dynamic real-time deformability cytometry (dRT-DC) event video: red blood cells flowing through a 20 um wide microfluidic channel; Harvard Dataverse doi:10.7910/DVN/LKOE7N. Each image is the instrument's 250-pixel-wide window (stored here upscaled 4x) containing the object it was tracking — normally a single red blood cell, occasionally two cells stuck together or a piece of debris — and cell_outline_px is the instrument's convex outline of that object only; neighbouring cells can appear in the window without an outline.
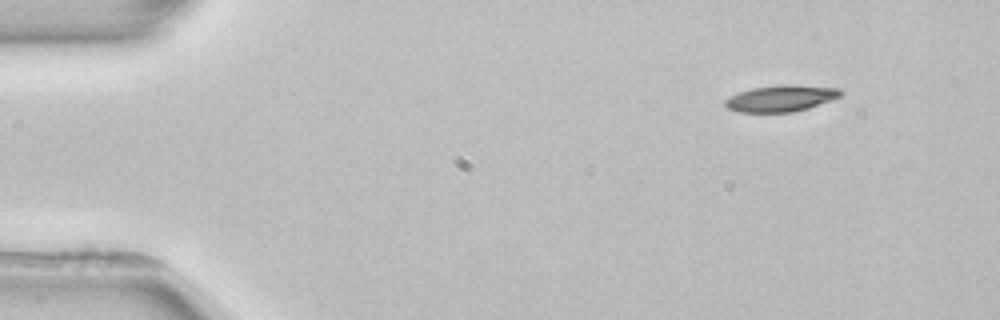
{"species": "common noctule bat (a hibernating species)", "species_latin": "Nyctalus noctula", "temperature_condition": "room temperature", "stored_images_in_passage": 4, "camera_frame_rate_fps": 3000, "um_per_image_px": 0.085, "animal": {"sex": "female", "body_mass_g": 22.7, "forearm_length_mm": 54.2}, "frame": {"image": 1, "passage_image": 1, "time_ms": 0.0, "image_size_px": [1000, 320], "cell_outline_px": [[844, 92], [840, 96], [832, 100], [808, 108], [792, 112], [740, 112], [728, 108], [724, 104], [724, 100], [740, 92], [752, 88], [784, 84], [796, 84], [840, 88]], "centroid_in_image_um": [66.43, 8.35], "position_along_channel_um": 18.6, "area_um2": 17.8}}
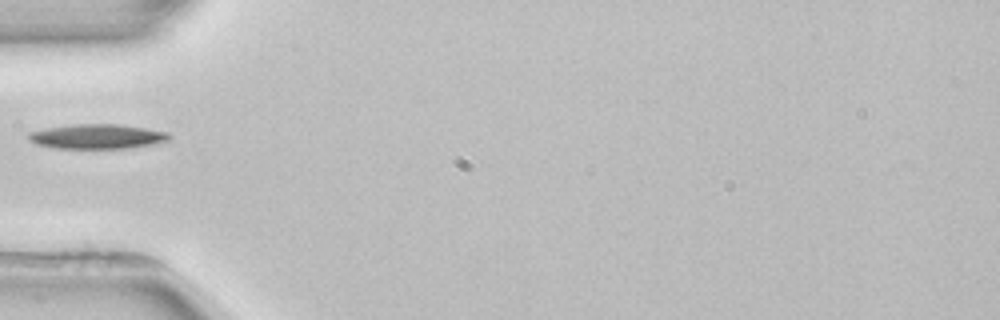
{"frame": {"image": 2, "passage_image": 4, "time_ms": 4.0, "image_size_px": [1000, 320], "cell_outline_px": [[168, 140], [152, 144], [128, 148], [56, 148], [36, 144], [28, 140], [28, 132], [48, 128], [76, 124], [120, 124], [168, 132]], "centroid_in_image_um": [8.22, 11.6], "position_along_channel_um": 76.8, "area_um2": 19.94}}